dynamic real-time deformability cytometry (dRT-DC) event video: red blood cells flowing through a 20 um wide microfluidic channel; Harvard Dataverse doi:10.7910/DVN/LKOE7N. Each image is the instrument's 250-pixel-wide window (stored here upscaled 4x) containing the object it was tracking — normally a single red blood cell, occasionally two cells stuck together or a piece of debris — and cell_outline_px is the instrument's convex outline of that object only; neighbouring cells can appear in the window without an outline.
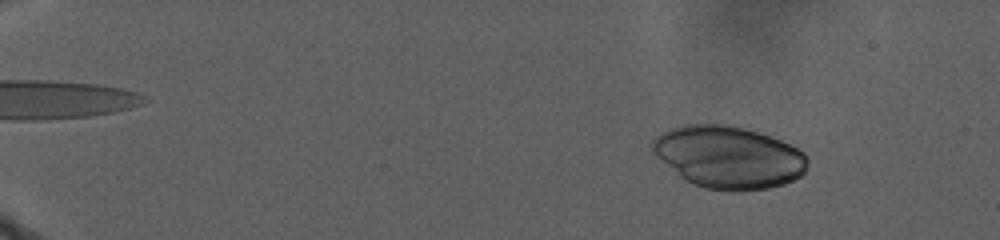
{"species": "human", "species_latin": "Homo sapiens", "temperature_condition": "warm", "stored_images_in_passage": 63, "camera_frame_rate_fps": 3000, "um_per_image_px": 0.085, "donor": {"sex": "male"}, "frame": {"image": 1, "passage_image": 1, "time_ms": 0.0, "image_size_px": [1000, 240], "cell_outline_px": [[808, 164], [804, 172], [800, 176], [784, 184], [768, 188], [736, 192], [704, 188], [680, 176], [652, 152], [652, 140], [656, 136], [672, 128], [684, 124], [732, 124], [760, 132], [780, 140], [804, 152], [808, 160]], "centroid_in_image_um": [61.95, 13.35], "position_along_channel_um": 23.1, "area_um2": 56.24}}
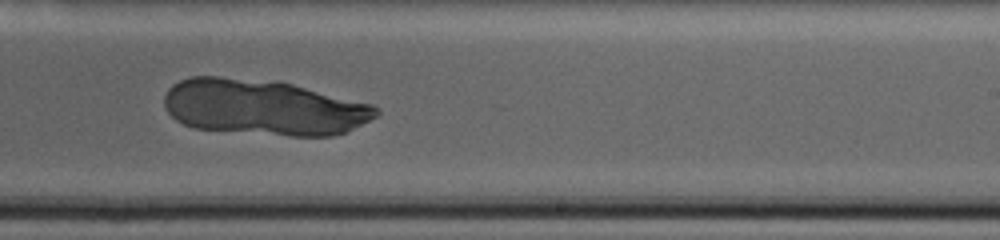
{"frame": {"image": 2, "passage_image": 32, "time_ms": 18.667, "image_size_px": [1000, 240], "cell_outline_px": [[380, 112], [376, 116], [344, 132], [332, 136], [288, 136], [192, 128], [176, 120], [164, 108], [164, 96], [168, 88], [172, 84], [180, 80], [192, 76], [220, 76], [280, 80], [372, 104], [380, 108]], "centroid_in_image_um": [22.36, 9.1], "position_along_channel_um": 266.6, "area_um2": 69.48}}
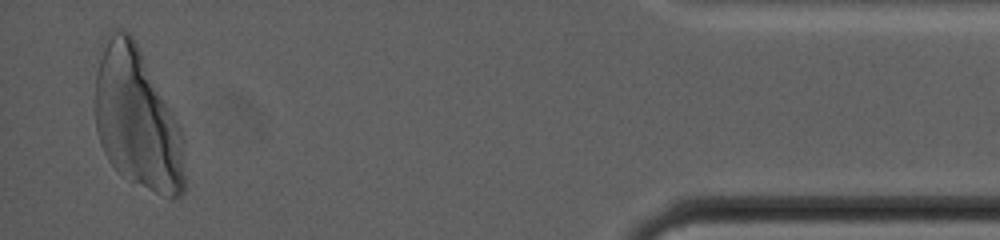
{"frame": {"image": 3, "passage_image": 61, "time_ms": 28.667, "image_size_px": [1000, 240], "cell_outline_px": [[184, 192], [180, 196], [168, 196], [156, 192], [148, 188], [120, 172], [108, 160], [100, 144], [96, 132], [96, 72], [100, 44], [104, 36], [112, 28], [124, 28], [132, 36], [172, 112], [184, 136]], "centroid_in_image_um": [11.62, 10.04], "position_along_channel_um": 423.6, "area_um2": 72.89}}